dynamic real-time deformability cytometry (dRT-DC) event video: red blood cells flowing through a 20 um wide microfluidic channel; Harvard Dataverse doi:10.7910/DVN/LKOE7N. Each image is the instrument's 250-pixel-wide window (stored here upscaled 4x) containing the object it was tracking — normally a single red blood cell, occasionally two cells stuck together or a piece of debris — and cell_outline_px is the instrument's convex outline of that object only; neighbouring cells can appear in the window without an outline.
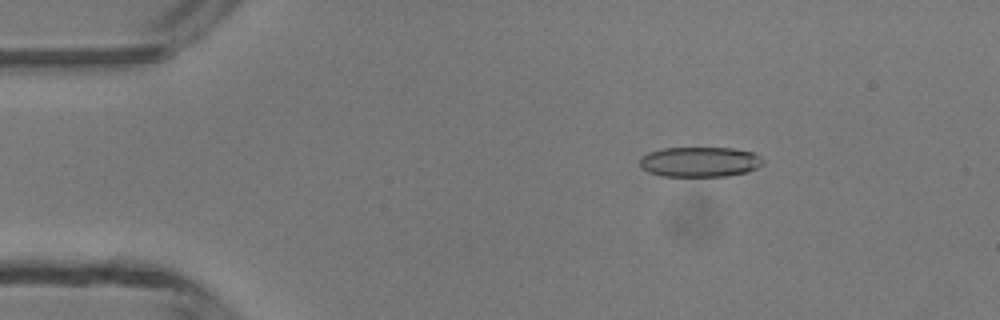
{"species": "common noctule bat (a hibernating species)", "species_latin": "Nyctalus noctula", "temperature_condition": "room temperature", "stored_images_in_passage": 6, "camera_frame_rate_fps": 3000, "um_per_image_px": 0.085, "animal": {"sex": "male", "body_mass_g": 13.3}, "frame": {"image": 1, "passage_image": 3, "time_ms": 2.0, "image_size_px": [1000, 320], "cell_outline_px": [[764, 164], [748, 172], [728, 176], [664, 176], [648, 172], [640, 164], [640, 156], [648, 152], [664, 148], [732, 148], [752, 152], [760, 156], [764, 160]], "centroid_in_image_um": [59.51, 13.76], "position_along_channel_um": 25.5, "area_um2": 21.68}}
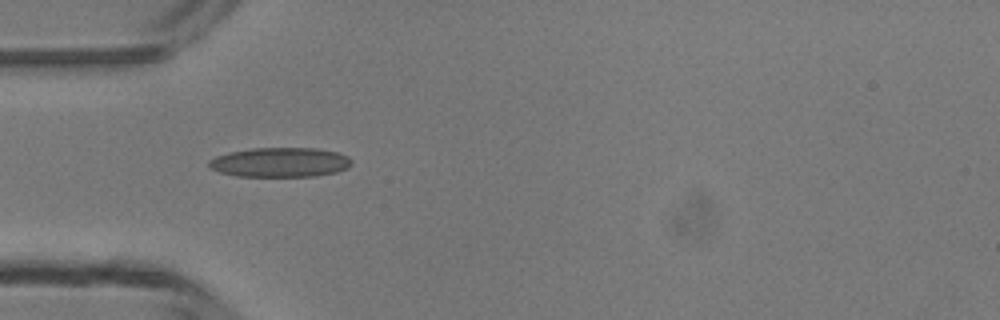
{"frame": {"image": 2, "passage_image": 5, "time_ms": 4.333, "image_size_px": [1000, 320], "cell_outline_px": [[352, 164], [348, 168], [336, 172], [316, 176], [236, 176], [220, 172], [208, 168], [208, 160], [216, 156], [228, 152], [252, 148], [316, 148], [336, 152], [348, 156], [352, 160]], "centroid_in_image_um": [23.79, 13.79], "position_along_channel_um": 61.2, "area_um2": 24.74}}
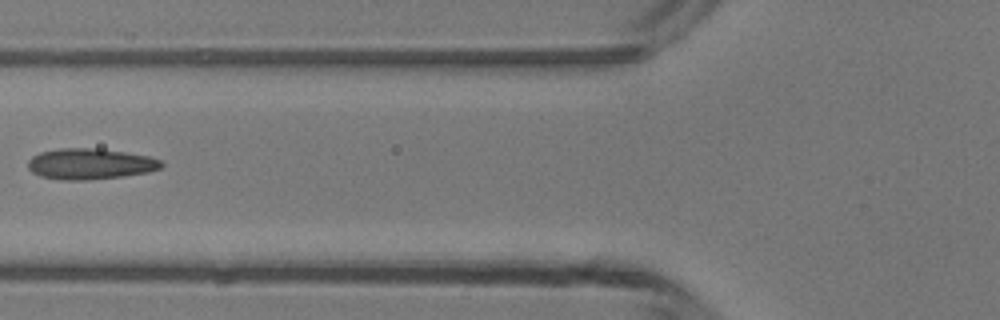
{"frame": {"image": 3, "passage_image": 6, "time_ms": 5.667, "image_size_px": [1000, 320], "cell_outline_px": [[164, 164], [160, 168], [148, 172], [124, 176], [88, 180], [60, 180], [40, 176], [32, 172], [28, 168], [28, 160], [32, 156], [40, 152], [60, 148], [96, 148], [124, 152], [148, 156], [160, 160]], "centroid_in_image_um": [7.64, 13.93], "position_along_channel_um": 118.2, "area_um2": 24.04}}